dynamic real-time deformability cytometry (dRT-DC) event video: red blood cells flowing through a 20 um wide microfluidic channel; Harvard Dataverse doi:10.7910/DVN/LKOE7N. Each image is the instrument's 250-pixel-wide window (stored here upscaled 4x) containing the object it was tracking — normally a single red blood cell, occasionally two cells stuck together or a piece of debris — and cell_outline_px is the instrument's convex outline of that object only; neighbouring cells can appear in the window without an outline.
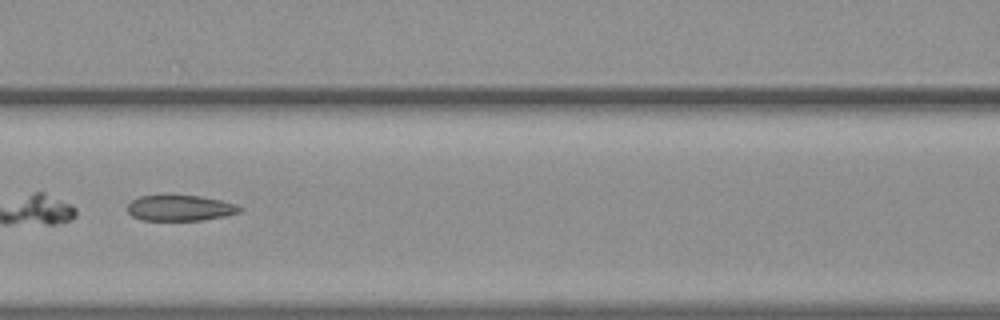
{"species": "common noctule bat (a hibernating species)", "species_latin": "Nyctalus noctula", "temperature_condition": "warm", "stored_images_in_passage": 53, "camera_frame_rate_fps": 3000, "um_per_image_px": 0.085, "animal": {"sex": "female", "body_mass_g": 19.3, "forearm_length_mm": 54.1}, "frame": {"image": 1, "passage_image": 23, "time_ms": 7.333, "image_size_px": [1000, 320], "cell_outline_px": [[244, 208], [240, 212], [224, 216], [204, 220], [140, 220], [132, 216], [128, 212], [128, 204], [132, 200], [140, 196], [164, 192], [168, 192], [200, 196], [220, 200], [236, 204]], "centroid_in_image_um": [15.27, 17.63], "position_along_channel_um": 151.3, "area_um2": 17.63}}